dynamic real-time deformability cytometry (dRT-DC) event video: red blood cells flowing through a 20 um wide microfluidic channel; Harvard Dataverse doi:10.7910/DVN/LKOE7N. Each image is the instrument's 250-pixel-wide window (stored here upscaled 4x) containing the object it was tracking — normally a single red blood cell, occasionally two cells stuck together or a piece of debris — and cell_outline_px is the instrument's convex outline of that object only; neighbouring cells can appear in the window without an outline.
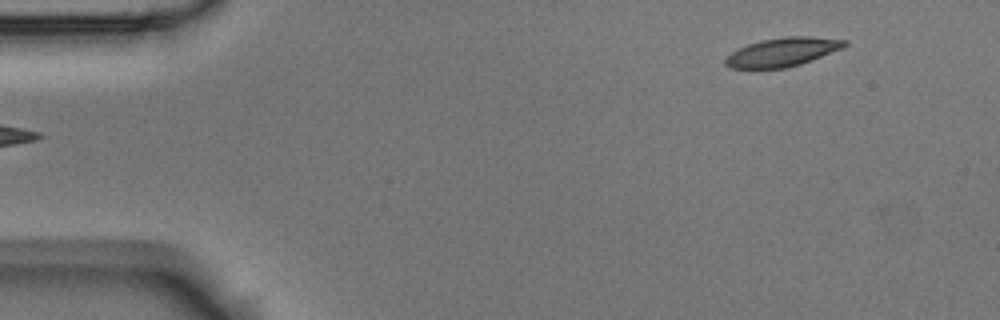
{"species": "Egyptian fruit bat (a non-hibernating species)", "species_latin": "Rousettus aegyptiacus", "temperature_condition": "room temperature", "stored_images_in_passage": 4, "segment_of_instrument_passage": [2, 2], "camera_frame_rate_fps": 3000, "um_per_image_px": 0.085, "animal": {"sex": "male"}, "frame": {"image": 1, "passage_image": 4, "time_ms": 1.0, "image_size_px": [1000, 320], "cell_outline_px": [[848, 44], [844, 48], [812, 60], [800, 64], [784, 68], [732, 68], [724, 64], [724, 60], [732, 52], [748, 44], [760, 40], [784, 36], [812, 36], [848, 40]], "centroid_in_image_um": [66.56, 4.41], "position_along_channel_um": 18.4, "area_um2": 20.0}}